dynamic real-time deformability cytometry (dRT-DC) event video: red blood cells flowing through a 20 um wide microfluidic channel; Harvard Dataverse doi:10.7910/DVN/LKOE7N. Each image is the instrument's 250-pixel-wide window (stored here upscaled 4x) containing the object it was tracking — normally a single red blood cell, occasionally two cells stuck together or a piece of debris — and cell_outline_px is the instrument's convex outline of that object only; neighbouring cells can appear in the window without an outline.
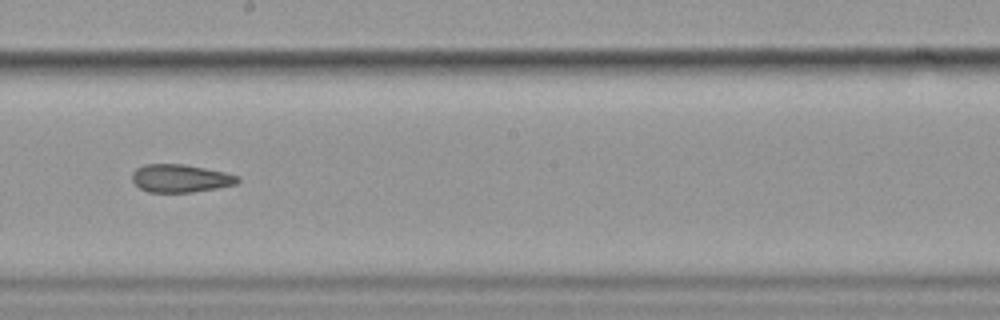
{"species": "common noctule bat (a hibernating species)", "species_latin": "Nyctalus noctula", "temperature_condition": "cold", "stored_images_in_passage": 15, "camera_frame_rate_fps": 3000, "um_per_image_px": 0.085, "animal": {"sex": "female", "body_mass_g": 19.9}, "frame": {"image": 1, "passage_image": 9, "time_ms": 10.667, "image_size_px": [1000, 320], "cell_outline_px": [[240, 180], [236, 184], [216, 188], [192, 192], [148, 192], [140, 188], [132, 180], [132, 176], [136, 168], [144, 164], [184, 164], [224, 172], [240, 176]], "centroid_in_image_um": [15.34, 15.15], "position_along_channel_um": 232.9, "area_um2": 17.11}}
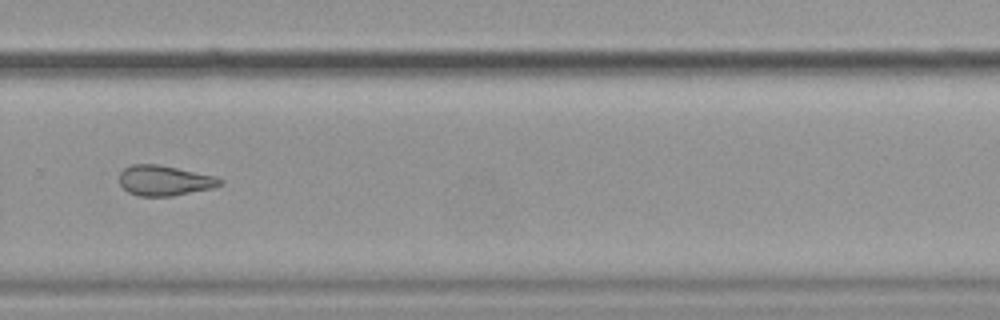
{"frame": {"image": 2, "passage_image": 11, "time_ms": 13.0, "image_size_px": [1000, 320], "cell_outline_px": [[224, 184], [216, 188], [172, 196], [140, 196], [128, 192], [120, 184], [120, 172], [124, 168], [132, 164], [156, 164], [176, 168], [212, 176], [224, 180]], "centroid_in_image_um": [14.0, 15.36], "position_along_channel_um": 315.8, "area_um2": 17.69}}
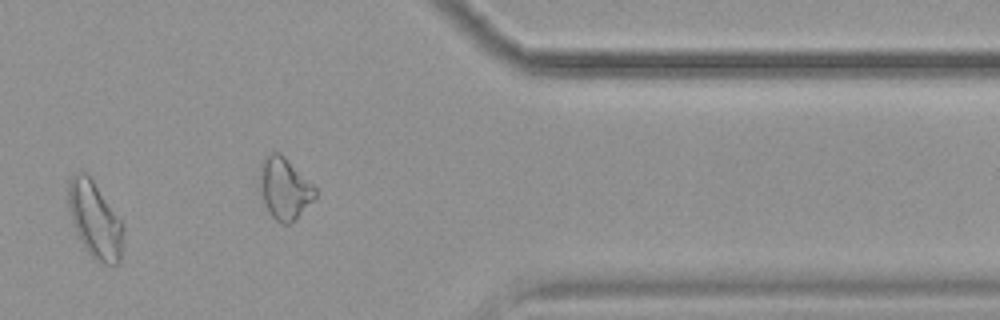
{"frame": {"image": 3, "passage_image": 13, "time_ms": 15.333, "image_size_px": [1000, 320], "cell_outline_px": [[120, 264], [104, 264], [96, 260], [84, 248], [72, 224], [68, 204], [68, 180], [76, 172], [84, 172], [92, 180], [120, 220]], "centroid_in_image_um": [7.99, 18.68], "position_along_channel_um": 403.4, "area_um2": 23.58}}